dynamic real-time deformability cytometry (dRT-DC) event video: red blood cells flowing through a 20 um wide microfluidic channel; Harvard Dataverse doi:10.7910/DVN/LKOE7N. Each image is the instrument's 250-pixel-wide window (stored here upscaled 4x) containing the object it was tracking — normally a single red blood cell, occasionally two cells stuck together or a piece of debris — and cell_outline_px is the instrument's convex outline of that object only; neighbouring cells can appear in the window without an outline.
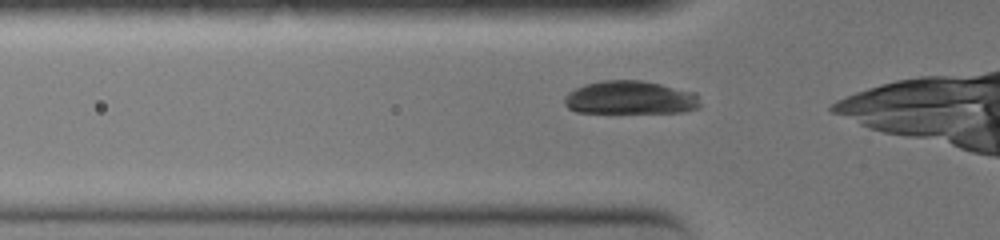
{"species": "common noctule bat (a hibernating species)", "species_latin": "Nyctalus noctula", "temperature_condition": "warm", "stored_images_in_passage": 9, "camera_frame_rate_fps": 3000, "um_per_image_px": 0.085, "animal": {"sex": "female", "body_mass_g": 19.0, "forearm_length_mm": 51.5}, "frame": {"image": 1, "passage_image": 7, "time_ms": 2.0, "image_size_px": [1000, 240], "cell_outline_px": [[700, 108], [684, 112], [576, 112], [568, 108], [564, 104], [564, 96], [568, 92], [584, 84], [600, 80], [640, 80], [660, 84], [696, 92], [700, 104]], "centroid_in_image_um": [53.56, 8.3], "position_along_channel_um": 72.2, "area_um2": 26.47}}